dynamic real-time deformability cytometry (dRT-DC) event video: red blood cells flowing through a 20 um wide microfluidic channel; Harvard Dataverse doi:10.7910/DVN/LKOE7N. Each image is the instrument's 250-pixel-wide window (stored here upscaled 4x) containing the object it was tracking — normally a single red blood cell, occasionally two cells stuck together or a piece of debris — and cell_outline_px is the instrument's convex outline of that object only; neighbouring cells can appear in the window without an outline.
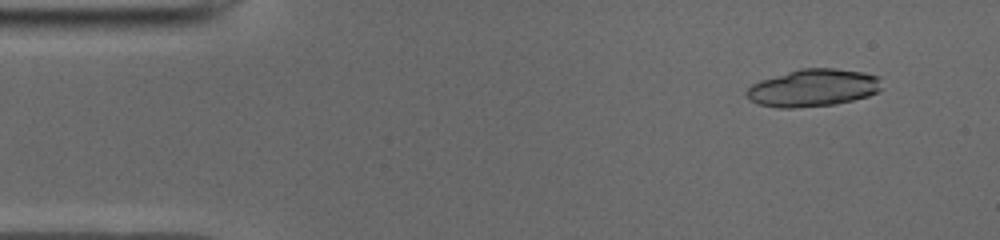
{"species": "common noctule bat (a hibernating species)", "species_latin": "Nyctalus noctula", "temperature_condition": "cold", "stored_images_in_passage": 46, "camera_frame_rate_fps": 3000, "um_per_image_px": 0.085, "animal": {"sex": "male", "body_mass_g": 19.0, "forearm_length_mm": 50.8}, "frame": {"image": 1, "passage_image": 1, "time_ms": 0.0, "image_size_px": [1000, 240], "cell_outline_px": [[884, 88], [868, 96], [836, 104], [792, 108], [780, 108], [760, 104], [752, 100], [744, 92], [752, 84], [760, 80], [800, 68], [832, 68], [864, 72], [880, 76]], "centroid_in_image_um": [69.17, 7.46], "position_along_channel_um": 15.8, "area_um2": 29.54}}
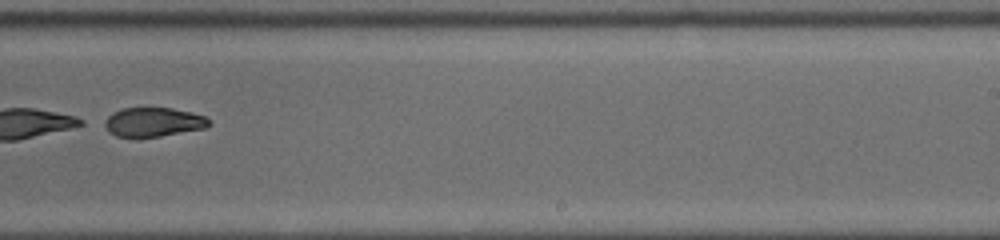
{"frame": {"image": 2, "passage_image": 28, "time_ms": 9.0, "image_size_px": [1000, 240], "cell_outline_px": [[212, 124], [204, 128], [160, 136], [116, 136], [108, 132], [100, 124], [112, 112], [124, 108], [172, 108], [192, 112], [204, 116], [212, 120]], "centroid_in_image_um": [13.01, 10.36], "position_along_channel_um": 276.0, "area_um2": 17.8}}